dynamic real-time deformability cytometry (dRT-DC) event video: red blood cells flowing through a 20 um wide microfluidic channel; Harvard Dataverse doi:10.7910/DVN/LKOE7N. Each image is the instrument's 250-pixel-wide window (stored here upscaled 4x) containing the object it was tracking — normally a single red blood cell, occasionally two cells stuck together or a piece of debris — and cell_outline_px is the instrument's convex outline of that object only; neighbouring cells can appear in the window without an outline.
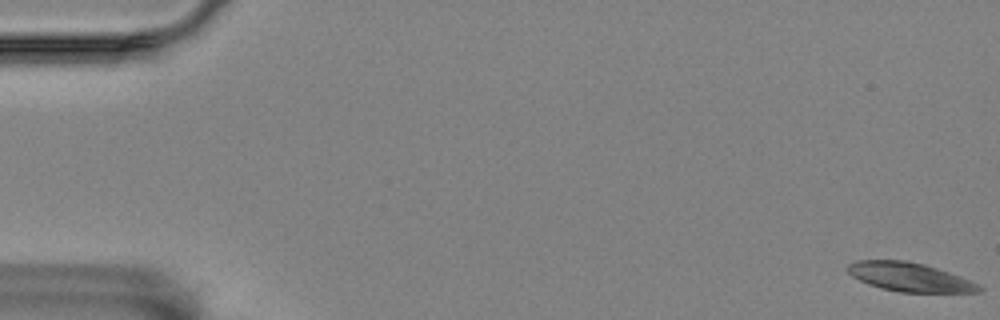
{"species": "Egyptian fruit bat (a non-hibernating species)", "species_latin": "Rousettus aegyptiacus", "temperature_condition": "room temperature", "stored_images_in_passage": 5, "camera_frame_rate_fps": 3000, "um_per_image_px": 0.085, "animal": {"sex": "female"}, "frame": {"image": 1, "passage_image": 1, "time_ms": 0.0, "image_size_px": [1000, 320], "cell_outline_px": [[984, 288], [980, 292], [900, 292], [880, 288], [868, 284], [852, 276], [848, 272], [848, 264], [856, 260], [904, 260], [924, 264], [960, 276], [980, 284]], "centroid_in_image_um": [77.33, 23.55], "position_along_channel_um": 7.7, "area_um2": 22.02}}
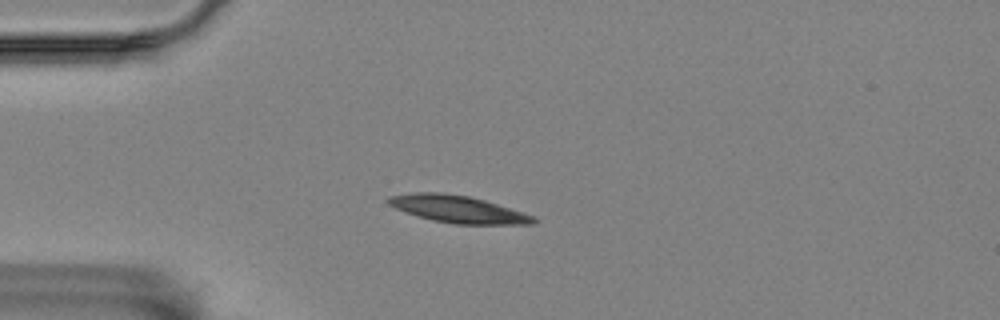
{"frame": {"image": 2, "passage_image": 5, "time_ms": 1.333, "image_size_px": [1000, 320], "cell_outline_px": [[540, 220], [536, 224], [456, 224], [432, 220], [396, 208], [388, 204], [384, 200], [388, 196], [412, 192], [444, 192], [468, 196], [484, 200], [524, 212], [536, 216]], "centroid_in_image_um": [38.96, 17.77], "position_along_channel_um": 46.0, "area_um2": 23.12}}